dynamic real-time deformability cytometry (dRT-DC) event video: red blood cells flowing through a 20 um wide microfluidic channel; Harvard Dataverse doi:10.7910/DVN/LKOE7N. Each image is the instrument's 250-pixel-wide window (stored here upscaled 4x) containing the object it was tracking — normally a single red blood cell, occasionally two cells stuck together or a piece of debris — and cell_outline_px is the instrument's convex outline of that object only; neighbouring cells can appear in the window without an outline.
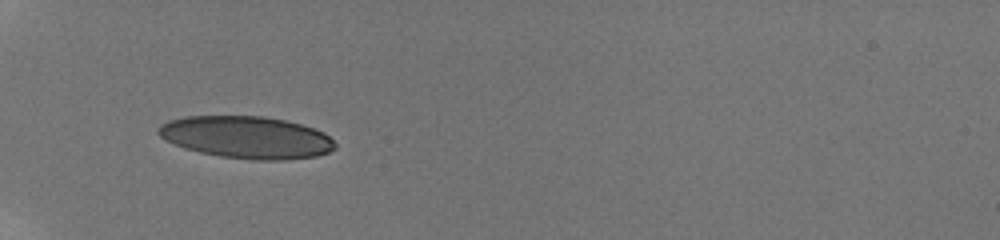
{"species": "human", "species_latin": "Homo sapiens", "temperature_condition": "room temperature", "stored_images_in_passage": 58, "camera_frame_rate_fps": 3000, "um_per_image_px": 0.085, "donor": {"sex": "male"}, "frame": {"image": 1, "passage_image": 1, "time_ms": 0.0, "image_size_px": [1000, 240], "cell_outline_px": [[336, 148], [328, 152], [316, 156], [284, 160], [256, 160], [220, 156], [200, 152], [184, 148], [164, 140], [156, 132], [156, 128], [160, 124], [168, 120], [184, 116], [264, 116], [288, 120], [324, 132], [336, 144]], "centroid_in_image_um": [20.92, 11.66], "position_along_channel_um": 64.1, "area_um2": 43.7}}
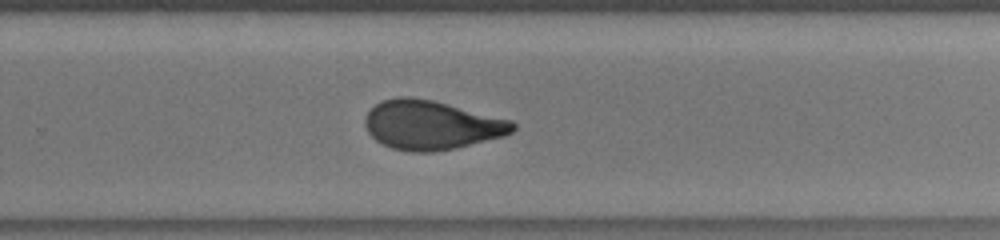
{"frame": {"image": 2, "passage_image": 30, "time_ms": 6.333, "image_size_px": [1000, 240], "cell_outline_px": [[516, 128], [512, 132], [504, 136], [456, 148], [432, 152], [412, 152], [392, 148], [376, 140], [368, 132], [364, 124], [364, 120], [368, 112], [376, 104], [384, 100], [400, 96], [412, 96], [432, 100], [512, 120], [516, 124]], "centroid_in_image_um": [36.67, 10.63], "position_along_channel_um": 293.1, "area_um2": 42.19}}
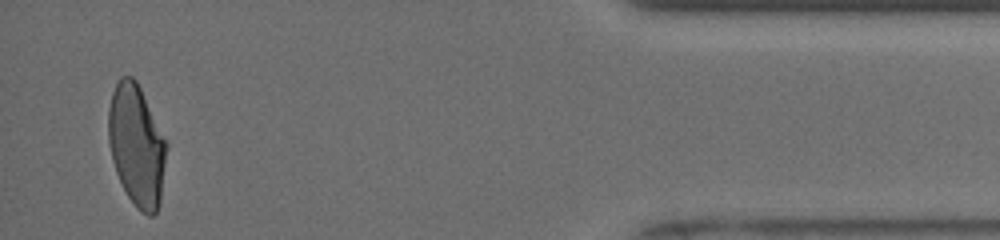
{"frame": {"image": 3, "passage_image": 55, "time_ms": 11.0, "image_size_px": [1000, 240], "cell_outline_px": [[168, 148], [160, 204], [156, 212], [152, 216], [148, 216], [140, 212], [136, 208], [128, 196], [116, 172], [112, 160], [108, 140], [108, 108], [112, 92], [120, 76], [132, 76], [136, 80], [168, 144]], "centroid_in_image_um": [11.62, 12.38], "position_along_channel_um": 423.6, "area_um2": 41.33}, "authors_computed_cell_mechanics": {"area_um2": 42.3096, "velocity_mm_per_s": 3.891, "shape_relaxation_time_tau1_ms": 6.5284, "shape_relaxation_time_tau2_ms": 0.9799, "deformation_change_tau1": 0.2029, "deformation_change_tau2": 0.0653}}